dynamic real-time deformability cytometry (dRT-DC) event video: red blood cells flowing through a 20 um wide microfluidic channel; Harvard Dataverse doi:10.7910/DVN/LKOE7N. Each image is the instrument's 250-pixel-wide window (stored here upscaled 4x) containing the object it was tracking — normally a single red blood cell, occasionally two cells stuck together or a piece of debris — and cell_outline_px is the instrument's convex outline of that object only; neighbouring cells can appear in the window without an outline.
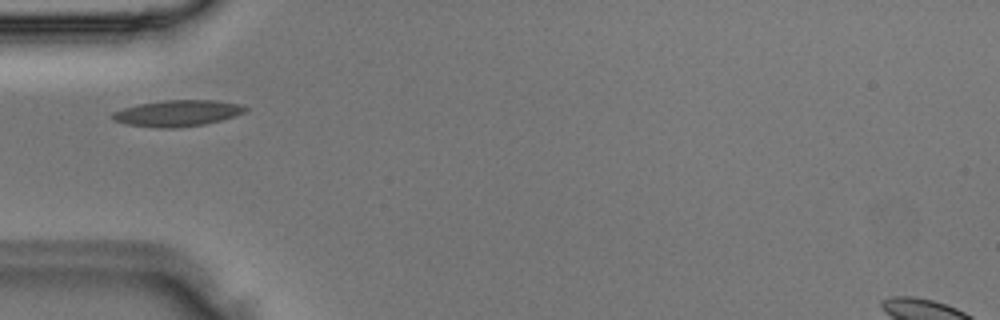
{"species": "Egyptian fruit bat (a non-hibernating species)", "species_latin": "Rousettus aegyptiacus", "temperature_condition": "room temperature", "stored_images_in_passage": 2, "camera_frame_rate_fps": 3000, "um_per_image_px": 0.085, "animal": {"sex": "male"}, "frame": {"image": 1, "passage_image": 2, "time_ms": 0.333, "image_size_px": [1000, 320], "cell_outline_px": [[248, 108], [244, 112], [236, 116], [204, 124], [180, 128], [160, 128], [128, 124], [112, 120], [112, 112], [124, 108], [140, 104], [164, 100], [216, 100], [244, 104]], "centroid_in_image_um": [15.13, 9.62], "position_along_channel_um": 69.9, "area_um2": 20.35}}